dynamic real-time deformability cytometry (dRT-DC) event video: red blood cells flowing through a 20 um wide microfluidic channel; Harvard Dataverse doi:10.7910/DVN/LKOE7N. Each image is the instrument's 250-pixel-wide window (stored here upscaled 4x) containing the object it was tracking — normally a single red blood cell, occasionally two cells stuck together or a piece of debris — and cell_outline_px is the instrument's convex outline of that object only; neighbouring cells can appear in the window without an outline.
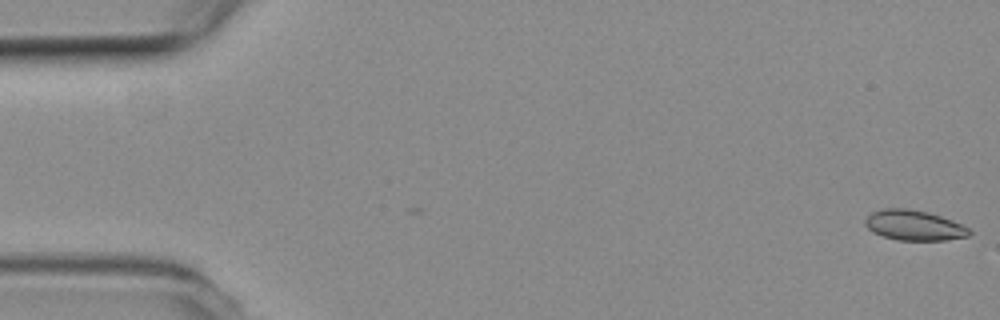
{"species": "common noctule bat (a hibernating species)", "species_latin": "Nyctalus noctula", "temperature_condition": "room temperature", "stored_images_in_passage": 55, "segment_of_instrument_passage": [1, 2], "camera_frame_rate_fps": 3000, "um_per_image_px": 0.085, "animal": {"sex": "female", "body_mass_g": 19.3, "forearm_length_mm": 54.1}, "frame": {"image": 1, "passage_image": 1, "time_ms": 0.0, "image_size_px": [1000, 320], "cell_outline_px": [[972, 232], [968, 236], [948, 240], [896, 240], [872, 232], [864, 224], [864, 220], [872, 212], [884, 208], [908, 208], [928, 212], [952, 220], [968, 228]], "centroid_in_image_um": [77.68, 19.15], "position_along_channel_um": 7.3, "area_um2": 18.32}}
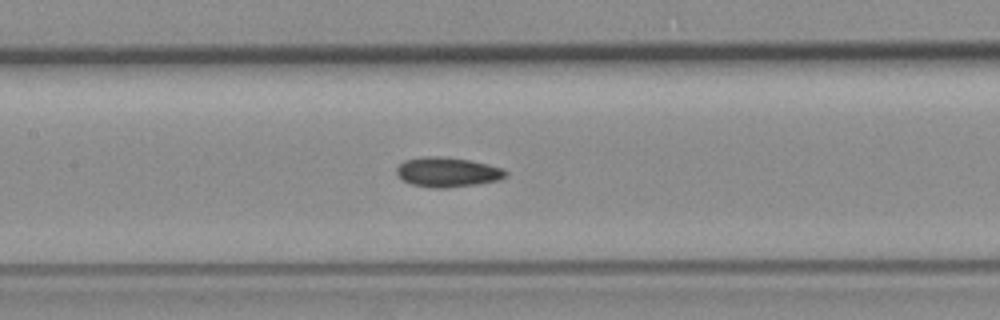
{"frame": {"image": 2, "passage_image": 25, "time_ms": 8.0, "image_size_px": [1000, 320], "cell_outline_px": [[508, 176], [500, 180], [480, 184], [448, 188], [432, 188], [412, 184], [396, 176], [396, 168], [404, 160], [424, 156], [440, 156], [468, 160], [488, 164], [504, 168], [508, 172]], "centroid_in_image_um": [38.06, 14.64], "position_along_channel_um": 169.3, "area_um2": 19.19}}
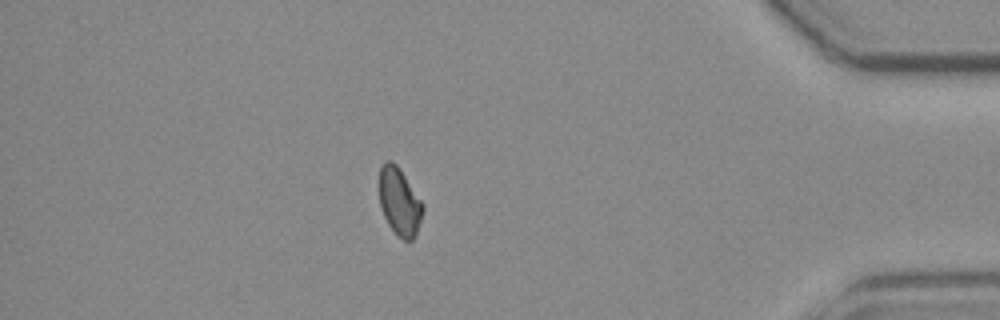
{"frame": {"image": 3, "passage_image": 47, "time_ms": 15.333, "image_size_px": [1000, 320], "cell_outline_px": [[424, 208], [416, 236], [412, 240], [404, 240], [396, 236], [388, 224], [384, 216], [380, 204], [380, 168], [384, 160], [392, 160], [400, 168], [424, 204]], "centroid_in_image_um": [33.97, 17.15], "position_along_channel_um": 401.2, "area_um2": 17.34}}